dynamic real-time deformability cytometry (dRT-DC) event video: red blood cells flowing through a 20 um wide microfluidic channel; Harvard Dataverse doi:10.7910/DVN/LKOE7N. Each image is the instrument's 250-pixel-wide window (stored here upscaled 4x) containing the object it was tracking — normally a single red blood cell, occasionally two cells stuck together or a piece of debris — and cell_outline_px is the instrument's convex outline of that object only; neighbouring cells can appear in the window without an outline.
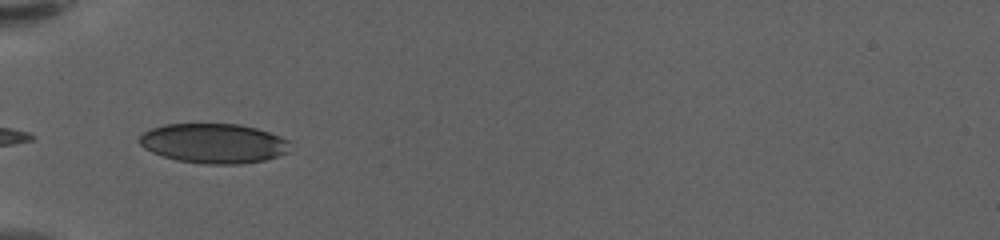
{"species": "human", "species_latin": "Homo sapiens", "temperature_condition": "warm", "stored_images_in_passage": 39, "camera_frame_rate_fps": 3000, "um_per_image_px": 0.085, "donor": {"sex": "female"}, "frame": {"image": 1, "passage_image": 1, "time_ms": 0.0, "image_size_px": [1000, 240], "cell_outline_px": [[292, 152], [264, 160], [240, 164], [204, 164], [176, 160], [152, 152], [144, 148], [136, 140], [144, 132], [152, 128], [164, 124], [240, 124], [256, 128], [280, 136], [288, 140]], "centroid_in_image_um": [18.18, 12.19], "position_along_channel_um": 66.8, "area_um2": 35.08}}
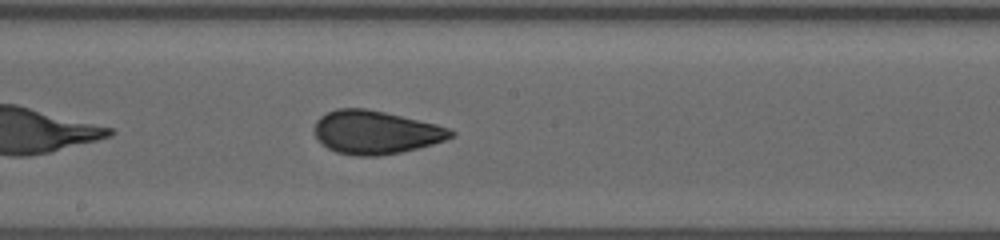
{"frame": {"image": 2, "passage_image": 14, "time_ms": 4.333, "image_size_px": [1000, 240], "cell_outline_px": [[456, 132], [452, 136], [444, 140], [432, 144], [400, 152], [376, 156], [356, 156], [336, 152], [328, 148], [316, 136], [316, 120], [320, 116], [336, 108], [364, 108], [384, 112], [436, 124], [448, 128]], "centroid_in_image_um": [31.92, 11.24], "position_along_channel_um": 216.3, "area_um2": 33.99}}
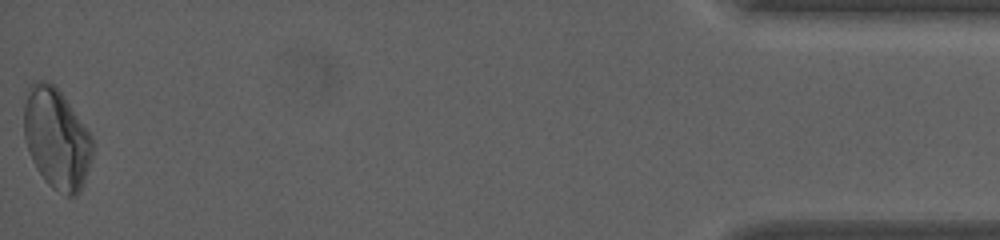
{"frame": {"image": 3, "passage_image": 39, "time_ms": 12.667, "image_size_px": [1000, 240], "cell_outline_px": [[92, 156], [80, 192], [76, 196], [68, 196], [52, 188], [44, 180], [36, 168], [32, 160], [24, 136], [24, 104], [28, 84], [32, 80], [48, 80], [64, 96], [92, 136]], "centroid_in_image_um": [4.78, 11.75], "position_along_channel_um": 430.4, "area_um2": 40.23}, "authors_computed_cell_mechanics": {"area_um2": 34.7956, "velocity_mm_per_s": 3.5594, "shape_relaxation_time_tau1_ms": 9.3037, "shape_relaxation_time_tau2_ms": 1.0821, "deformation_change_tau1": 0.1792, "deformation_change_tau2": 0.0603}}